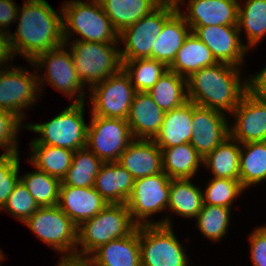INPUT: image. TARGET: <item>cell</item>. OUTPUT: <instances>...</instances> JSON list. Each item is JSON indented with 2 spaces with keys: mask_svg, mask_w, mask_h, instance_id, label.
Instances as JSON below:
<instances>
[{
  "mask_svg": "<svg viewBox=\"0 0 266 266\" xmlns=\"http://www.w3.org/2000/svg\"><path fill=\"white\" fill-rule=\"evenodd\" d=\"M170 182L164 172L135 180L126 205L137 226L154 225L146 218L167 209Z\"/></svg>",
  "mask_w": 266,
  "mask_h": 266,
  "instance_id": "7c38bea8",
  "label": "cell"
},
{
  "mask_svg": "<svg viewBox=\"0 0 266 266\" xmlns=\"http://www.w3.org/2000/svg\"><path fill=\"white\" fill-rule=\"evenodd\" d=\"M65 46L66 43L53 50L40 53L33 61H30V64L37 68L45 66L44 68H47V74H44L46 81L69 98H73L79 92L74 101L82 103L85 101L83 87L86 86L78 77L70 51L64 49Z\"/></svg>",
  "mask_w": 266,
  "mask_h": 266,
  "instance_id": "5bb4252c",
  "label": "cell"
},
{
  "mask_svg": "<svg viewBox=\"0 0 266 266\" xmlns=\"http://www.w3.org/2000/svg\"><path fill=\"white\" fill-rule=\"evenodd\" d=\"M244 6L239 4L237 26L239 31L245 29L249 49L266 35V0H246Z\"/></svg>",
  "mask_w": 266,
  "mask_h": 266,
  "instance_id": "e575fe53",
  "label": "cell"
},
{
  "mask_svg": "<svg viewBox=\"0 0 266 266\" xmlns=\"http://www.w3.org/2000/svg\"><path fill=\"white\" fill-rule=\"evenodd\" d=\"M84 109V102H73L48 122L25 125V129L40 134L31 144L50 145L74 152L86 147L88 125L83 118Z\"/></svg>",
  "mask_w": 266,
  "mask_h": 266,
  "instance_id": "5b68a950",
  "label": "cell"
},
{
  "mask_svg": "<svg viewBox=\"0 0 266 266\" xmlns=\"http://www.w3.org/2000/svg\"><path fill=\"white\" fill-rule=\"evenodd\" d=\"M230 210L224 206L203 205L196 216L197 226L203 236L220 241L226 234L230 221Z\"/></svg>",
  "mask_w": 266,
  "mask_h": 266,
  "instance_id": "74e56055",
  "label": "cell"
},
{
  "mask_svg": "<svg viewBox=\"0 0 266 266\" xmlns=\"http://www.w3.org/2000/svg\"><path fill=\"white\" fill-rule=\"evenodd\" d=\"M147 93L165 112L179 108L188 102L187 79L169 69Z\"/></svg>",
  "mask_w": 266,
  "mask_h": 266,
  "instance_id": "f546056e",
  "label": "cell"
},
{
  "mask_svg": "<svg viewBox=\"0 0 266 266\" xmlns=\"http://www.w3.org/2000/svg\"><path fill=\"white\" fill-rule=\"evenodd\" d=\"M86 261L91 266H141L139 226L128 236L101 245Z\"/></svg>",
  "mask_w": 266,
  "mask_h": 266,
  "instance_id": "44dd1931",
  "label": "cell"
},
{
  "mask_svg": "<svg viewBox=\"0 0 266 266\" xmlns=\"http://www.w3.org/2000/svg\"><path fill=\"white\" fill-rule=\"evenodd\" d=\"M20 181L35 199L39 207L57 206L61 181L47 173L36 169L26 173Z\"/></svg>",
  "mask_w": 266,
  "mask_h": 266,
  "instance_id": "8d00e7d4",
  "label": "cell"
},
{
  "mask_svg": "<svg viewBox=\"0 0 266 266\" xmlns=\"http://www.w3.org/2000/svg\"><path fill=\"white\" fill-rule=\"evenodd\" d=\"M216 63L211 50L191 32L177 51L169 69L187 79L198 70Z\"/></svg>",
  "mask_w": 266,
  "mask_h": 266,
  "instance_id": "484cf974",
  "label": "cell"
},
{
  "mask_svg": "<svg viewBox=\"0 0 266 266\" xmlns=\"http://www.w3.org/2000/svg\"><path fill=\"white\" fill-rule=\"evenodd\" d=\"M107 204L94 187L60 186L58 206L77 227L94 217Z\"/></svg>",
  "mask_w": 266,
  "mask_h": 266,
  "instance_id": "d6986e66",
  "label": "cell"
},
{
  "mask_svg": "<svg viewBox=\"0 0 266 266\" xmlns=\"http://www.w3.org/2000/svg\"><path fill=\"white\" fill-rule=\"evenodd\" d=\"M166 217L154 225L139 226L141 266H188V257Z\"/></svg>",
  "mask_w": 266,
  "mask_h": 266,
  "instance_id": "8992f818",
  "label": "cell"
},
{
  "mask_svg": "<svg viewBox=\"0 0 266 266\" xmlns=\"http://www.w3.org/2000/svg\"><path fill=\"white\" fill-rule=\"evenodd\" d=\"M123 69L129 75L136 92H148L169 67L152 58H139L125 61Z\"/></svg>",
  "mask_w": 266,
  "mask_h": 266,
  "instance_id": "d590c367",
  "label": "cell"
},
{
  "mask_svg": "<svg viewBox=\"0 0 266 266\" xmlns=\"http://www.w3.org/2000/svg\"><path fill=\"white\" fill-rule=\"evenodd\" d=\"M24 224L45 244L65 253L62 259H76L78 227L58 205L39 207Z\"/></svg>",
  "mask_w": 266,
  "mask_h": 266,
  "instance_id": "ba28073f",
  "label": "cell"
},
{
  "mask_svg": "<svg viewBox=\"0 0 266 266\" xmlns=\"http://www.w3.org/2000/svg\"><path fill=\"white\" fill-rule=\"evenodd\" d=\"M137 225L126 204H107L100 212L77 228L76 259L86 260L101 245L131 234Z\"/></svg>",
  "mask_w": 266,
  "mask_h": 266,
  "instance_id": "3957f363",
  "label": "cell"
},
{
  "mask_svg": "<svg viewBox=\"0 0 266 266\" xmlns=\"http://www.w3.org/2000/svg\"><path fill=\"white\" fill-rule=\"evenodd\" d=\"M178 10L174 0L158 6L136 23L119 33V39L125 44L120 51L122 64L125 61L152 58V47L161 33L164 23Z\"/></svg>",
  "mask_w": 266,
  "mask_h": 266,
  "instance_id": "9c48e42d",
  "label": "cell"
},
{
  "mask_svg": "<svg viewBox=\"0 0 266 266\" xmlns=\"http://www.w3.org/2000/svg\"><path fill=\"white\" fill-rule=\"evenodd\" d=\"M244 190L240 180L212 178L203 193L204 205L231 208L234 199Z\"/></svg>",
  "mask_w": 266,
  "mask_h": 266,
  "instance_id": "f35d334b",
  "label": "cell"
},
{
  "mask_svg": "<svg viewBox=\"0 0 266 266\" xmlns=\"http://www.w3.org/2000/svg\"><path fill=\"white\" fill-rule=\"evenodd\" d=\"M175 1V3H176V5H179V2L182 4L183 3V1L182 0H174Z\"/></svg>",
  "mask_w": 266,
  "mask_h": 266,
  "instance_id": "681fc988",
  "label": "cell"
},
{
  "mask_svg": "<svg viewBox=\"0 0 266 266\" xmlns=\"http://www.w3.org/2000/svg\"><path fill=\"white\" fill-rule=\"evenodd\" d=\"M192 102L165 112L160 130L153 141L159 148L190 143L192 137Z\"/></svg>",
  "mask_w": 266,
  "mask_h": 266,
  "instance_id": "cb8c5ba5",
  "label": "cell"
},
{
  "mask_svg": "<svg viewBox=\"0 0 266 266\" xmlns=\"http://www.w3.org/2000/svg\"><path fill=\"white\" fill-rule=\"evenodd\" d=\"M160 149L163 172L170 179H190L203 163L202 156L190 143Z\"/></svg>",
  "mask_w": 266,
  "mask_h": 266,
  "instance_id": "4316f807",
  "label": "cell"
},
{
  "mask_svg": "<svg viewBox=\"0 0 266 266\" xmlns=\"http://www.w3.org/2000/svg\"><path fill=\"white\" fill-rule=\"evenodd\" d=\"M90 88L91 116L127 119L136 90L123 68Z\"/></svg>",
  "mask_w": 266,
  "mask_h": 266,
  "instance_id": "30bf717a",
  "label": "cell"
},
{
  "mask_svg": "<svg viewBox=\"0 0 266 266\" xmlns=\"http://www.w3.org/2000/svg\"><path fill=\"white\" fill-rule=\"evenodd\" d=\"M135 179L118 162H103L94 188L108 204H126Z\"/></svg>",
  "mask_w": 266,
  "mask_h": 266,
  "instance_id": "603a6c76",
  "label": "cell"
},
{
  "mask_svg": "<svg viewBox=\"0 0 266 266\" xmlns=\"http://www.w3.org/2000/svg\"><path fill=\"white\" fill-rule=\"evenodd\" d=\"M157 6H162L170 3L172 0H152Z\"/></svg>",
  "mask_w": 266,
  "mask_h": 266,
  "instance_id": "c3c4849f",
  "label": "cell"
},
{
  "mask_svg": "<svg viewBox=\"0 0 266 266\" xmlns=\"http://www.w3.org/2000/svg\"><path fill=\"white\" fill-rule=\"evenodd\" d=\"M163 111L147 92H136L127 121L134 139L153 140L163 122Z\"/></svg>",
  "mask_w": 266,
  "mask_h": 266,
  "instance_id": "7402d4cb",
  "label": "cell"
},
{
  "mask_svg": "<svg viewBox=\"0 0 266 266\" xmlns=\"http://www.w3.org/2000/svg\"><path fill=\"white\" fill-rule=\"evenodd\" d=\"M15 5L14 0H0V31L10 32L7 28L16 20L19 9Z\"/></svg>",
  "mask_w": 266,
  "mask_h": 266,
  "instance_id": "ee69618b",
  "label": "cell"
},
{
  "mask_svg": "<svg viewBox=\"0 0 266 266\" xmlns=\"http://www.w3.org/2000/svg\"><path fill=\"white\" fill-rule=\"evenodd\" d=\"M117 43L119 41L99 43L73 40L70 54L84 86L90 83L89 87H92L123 68L121 50L115 48Z\"/></svg>",
  "mask_w": 266,
  "mask_h": 266,
  "instance_id": "52a82bcc",
  "label": "cell"
},
{
  "mask_svg": "<svg viewBox=\"0 0 266 266\" xmlns=\"http://www.w3.org/2000/svg\"><path fill=\"white\" fill-rule=\"evenodd\" d=\"M240 146L241 144L229 135L203 158L202 164L212 170L214 178L240 180Z\"/></svg>",
  "mask_w": 266,
  "mask_h": 266,
  "instance_id": "f1b7e54d",
  "label": "cell"
},
{
  "mask_svg": "<svg viewBox=\"0 0 266 266\" xmlns=\"http://www.w3.org/2000/svg\"><path fill=\"white\" fill-rule=\"evenodd\" d=\"M190 26L177 10L163 25L161 33L152 47V59L165 63L168 67L174 61L177 51L191 33Z\"/></svg>",
  "mask_w": 266,
  "mask_h": 266,
  "instance_id": "d4e9b609",
  "label": "cell"
},
{
  "mask_svg": "<svg viewBox=\"0 0 266 266\" xmlns=\"http://www.w3.org/2000/svg\"><path fill=\"white\" fill-rule=\"evenodd\" d=\"M202 192L190 179H171L167 208L183 217L196 218L204 205Z\"/></svg>",
  "mask_w": 266,
  "mask_h": 266,
  "instance_id": "4dcf8cb0",
  "label": "cell"
},
{
  "mask_svg": "<svg viewBox=\"0 0 266 266\" xmlns=\"http://www.w3.org/2000/svg\"><path fill=\"white\" fill-rule=\"evenodd\" d=\"M188 11L182 14L190 27L237 25L239 3L237 0H189Z\"/></svg>",
  "mask_w": 266,
  "mask_h": 266,
  "instance_id": "ac0fdd59",
  "label": "cell"
},
{
  "mask_svg": "<svg viewBox=\"0 0 266 266\" xmlns=\"http://www.w3.org/2000/svg\"><path fill=\"white\" fill-rule=\"evenodd\" d=\"M240 67L216 63L187 78L188 101L220 112L232 113L249 91V80L241 84Z\"/></svg>",
  "mask_w": 266,
  "mask_h": 266,
  "instance_id": "7a4b0ae2",
  "label": "cell"
},
{
  "mask_svg": "<svg viewBox=\"0 0 266 266\" xmlns=\"http://www.w3.org/2000/svg\"><path fill=\"white\" fill-rule=\"evenodd\" d=\"M249 90L254 95L266 99V66L249 79Z\"/></svg>",
  "mask_w": 266,
  "mask_h": 266,
  "instance_id": "f6af8a7d",
  "label": "cell"
},
{
  "mask_svg": "<svg viewBox=\"0 0 266 266\" xmlns=\"http://www.w3.org/2000/svg\"><path fill=\"white\" fill-rule=\"evenodd\" d=\"M102 164L103 162L89 148L78 149L74 152L72 164L61 180L60 186L94 187L95 178Z\"/></svg>",
  "mask_w": 266,
  "mask_h": 266,
  "instance_id": "d6a6232c",
  "label": "cell"
},
{
  "mask_svg": "<svg viewBox=\"0 0 266 266\" xmlns=\"http://www.w3.org/2000/svg\"><path fill=\"white\" fill-rule=\"evenodd\" d=\"M38 208L35 199L19 180L2 209L24 223Z\"/></svg>",
  "mask_w": 266,
  "mask_h": 266,
  "instance_id": "ab89813d",
  "label": "cell"
},
{
  "mask_svg": "<svg viewBox=\"0 0 266 266\" xmlns=\"http://www.w3.org/2000/svg\"><path fill=\"white\" fill-rule=\"evenodd\" d=\"M242 145L239 162L240 183L246 189L266 180V141L248 142Z\"/></svg>",
  "mask_w": 266,
  "mask_h": 266,
  "instance_id": "836d02e7",
  "label": "cell"
},
{
  "mask_svg": "<svg viewBox=\"0 0 266 266\" xmlns=\"http://www.w3.org/2000/svg\"><path fill=\"white\" fill-rule=\"evenodd\" d=\"M19 153H10L0 156V210L7 202L8 196L20 180Z\"/></svg>",
  "mask_w": 266,
  "mask_h": 266,
  "instance_id": "60d3db41",
  "label": "cell"
},
{
  "mask_svg": "<svg viewBox=\"0 0 266 266\" xmlns=\"http://www.w3.org/2000/svg\"><path fill=\"white\" fill-rule=\"evenodd\" d=\"M56 266H91L86 260L61 259Z\"/></svg>",
  "mask_w": 266,
  "mask_h": 266,
  "instance_id": "7dc6e473",
  "label": "cell"
},
{
  "mask_svg": "<svg viewBox=\"0 0 266 266\" xmlns=\"http://www.w3.org/2000/svg\"><path fill=\"white\" fill-rule=\"evenodd\" d=\"M2 256H4V255L2 254V251L0 250V258H1Z\"/></svg>",
  "mask_w": 266,
  "mask_h": 266,
  "instance_id": "f907efd6",
  "label": "cell"
},
{
  "mask_svg": "<svg viewBox=\"0 0 266 266\" xmlns=\"http://www.w3.org/2000/svg\"><path fill=\"white\" fill-rule=\"evenodd\" d=\"M30 147L31 164L61 181L72 164L74 151L43 144H31Z\"/></svg>",
  "mask_w": 266,
  "mask_h": 266,
  "instance_id": "1f68e13d",
  "label": "cell"
},
{
  "mask_svg": "<svg viewBox=\"0 0 266 266\" xmlns=\"http://www.w3.org/2000/svg\"><path fill=\"white\" fill-rule=\"evenodd\" d=\"M250 235L251 259L254 266H266V226L252 231Z\"/></svg>",
  "mask_w": 266,
  "mask_h": 266,
  "instance_id": "7bdbcfd3",
  "label": "cell"
},
{
  "mask_svg": "<svg viewBox=\"0 0 266 266\" xmlns=\"http://www.w3.org/2000/svg\"><path fill=\"white\" fill-rule=\"evenodd\" d=\"M62 13L65 43L72 31L82 36L75 41L115 43L120 40L99 0H70L63 4Z\"/></svg>",
  "mask_w": 266,
  "mask_h": 266,
  "instance_id": "277c9868",
  "label": "cell"
},
{
  "mask_svg": "<svg viewBox=\"0 0 266 266\" xmlns=\"http://www.w3.org/2000/svg\"><path fill=\"white\" fill-rule=\"evenodd\" d=\"M118 163L135 180L163 172L162 152L153 140L134 139L122 152Z\"/></svg>",
  "mask_w": 266,
  "mask_h": 266,
  "instance_id": "ffe728a7",
  "label": "cell"
},
{
  "mask_svg": "<svg viewBox=\"0 0 266 266\" xmlns=\"http://www.w3.org/2000/svg\"><path fill=\"white\" fill-rule=\"evenodd\" d=\"M21 122L15 114L0 109V148L5 149L3 155L18 153L17 133Z\"/></svg>",
  "mask_w": 266,
  "mask_h": 266,
  "instance_id": "b9f144b4",
  "label": "cell"
},
{
  "mask_svg": "<svg viewBox=\"0 0 266 266\" xmlns=\"http://www.w3.org/2000/svg\"><path fill=\"white\" fill-rule=\"evenodd\" d=\"M86 147L102 162H118L122 152L134 140L126 119L91 116Z\"/></svg>",
  "mask_w": 266,
  "mask_h": 266,
  "instance_id": "8fae6325",
  "label": "cell"
},
{
  "mask_svg": "<svg viewBox=\"0 0 266 266\" xmlns=\"http://www.w3.org/2000/svg\"><path fill=\"white\" fill-rule=\"evenodd\" d=\"M6 68L0 69V109L15 114L22 121L23 108L37 101V93L41 91L39 85L43 86L45 79L22 68Z\"/></svg>",
  "mask_w": 266,
  "mask_h": 266,
  "instance_id": "4fadbf2b",
  "label": "cell"
},
{
  "mask_svg": "<svg viewBox=\"0 0 266 266\" xmlns=\"http://www.w3.org/2000/svg\"><path fill=\"white\" fill-rule=\"evenodd\" d=\"M24 3L17 11V32L9 33V39L13 54L33 61L40 53L65 44L63 13L60 10L58 14L46 0H26Z\"/></svg>",
  "mask_w": 266,
  "mask_h": 266,
  "instance_id": "6da1fadb",
  "label": "cell"
},
{
  "mask_svg": "<svg viewBox=\"0 0 266 266\" xmlns=\"http://www.w3.org/2000/svg\"><path fill=\"white\" fill-rule=\"evenodd\" d=\"M224 112L192 102V137L190 144L204 158L229 136Z\"/></svg>",
  "mask_w": 266,
  "mask_h": 266,
  "instance_id": "e0dca14e",
  "label": "cell"
},
{
  "mask_svg": "<svg viewBox=\"0 0 266 266\" xmlns=\"http://www.w3.org/2000/svg\"><path fill=\"white\" fill-rule=\"evenodd\" d=\"M13 52L10 45L9 33L0 31V66H4L5 62L13 59Z\"/></svg>",
  "mask_w": 266,
  "mask_h": 266,
  "instance_id": "bcb514c9",
  "label": "cell"
},
{
  "mask_svg": "<svg viewBox=\"0 0 266 266\" xmlns=\"http://www.w3.org/2000/svg\"><path fill=\"white\" fill-rule=\"evenodd\" d=\"M190 28L192 33L211 50L217 63L240 67L248 49L240 38L237 25Z\"/></svg>",
  "mask_w": 266,
  "mask_h": 266,
  "instance_id": "9a60e30c",
  "label": "cell"
},
{
  "mask_svg": "<svg viewBox=\"0 0 266 266\" xmlns=\"http://www.w3.org/2000/svg\"><path fill=\"white\" fill-rule=\"evenodd\" d=\"M114 29L121 33L158 6L152 0H99Z\"/></svg>",
  "mask_w": 266,
  "mask_h": 266,
  "instance_id": "83f0119b",
  "label": "cell"
},
{
  "mask_svg": "<svg viewBox=\"0 0 266 266\" xmlns=\"http://www.w3.org/2000/svg\"><path fill=\"white\" fill-rule=\"evenodd\" d=\"M231 115L236 123L229 128V135L238 143L266 141V99L249 90Z\"/></svg>",
  "mask_w": 266,
  "mask_h": 266,
  "instance_id": "2e32d148",
  "label": "cell"
}]
</instances>
